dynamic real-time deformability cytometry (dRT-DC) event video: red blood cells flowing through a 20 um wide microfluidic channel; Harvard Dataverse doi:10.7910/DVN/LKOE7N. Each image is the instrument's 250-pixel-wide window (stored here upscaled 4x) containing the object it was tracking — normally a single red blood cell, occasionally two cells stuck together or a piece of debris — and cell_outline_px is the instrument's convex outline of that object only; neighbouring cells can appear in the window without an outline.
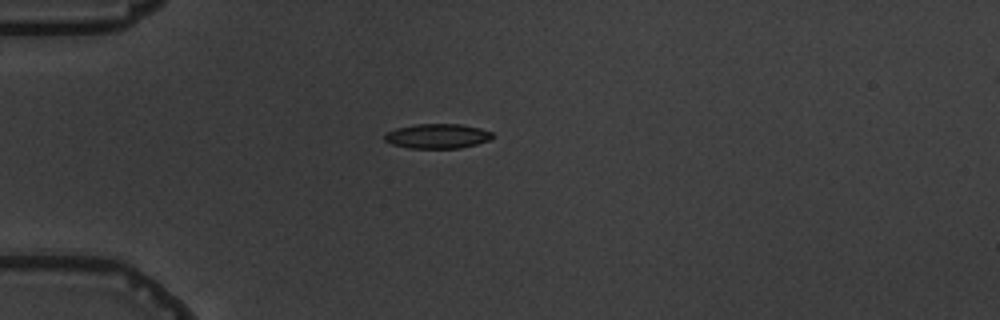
{"species": "common noctule bat (a hibernating species)", "species_latin": "Nyctalus noctula", "temperature_condition": "warm", "stored_images_in_passage": 3, "camera_frame_rate_fps": 3000, "um_per_image_px": 0.085, "animal": {"sex": "male", "body_mass_g": 19.5, "forearm_length_mm": 54.6}, "frame": {"image": 1, "passage_image": 1, "time_ms": 0.0, "image_size_px": [1000, 320], "cell_outline_px": [[492, 136], [488, 140], [476, 144], [460, 148], [408, 148], [392, 144], [384, 140], [384, 136], [388, 132], [396, 128], [416, 124], [460, 124], [480, 128], [492, 132]], "centroid_in_image_um": [37.16, 11.57], "position_along_channel_um": 47.8, "area_um2": 15.37}}